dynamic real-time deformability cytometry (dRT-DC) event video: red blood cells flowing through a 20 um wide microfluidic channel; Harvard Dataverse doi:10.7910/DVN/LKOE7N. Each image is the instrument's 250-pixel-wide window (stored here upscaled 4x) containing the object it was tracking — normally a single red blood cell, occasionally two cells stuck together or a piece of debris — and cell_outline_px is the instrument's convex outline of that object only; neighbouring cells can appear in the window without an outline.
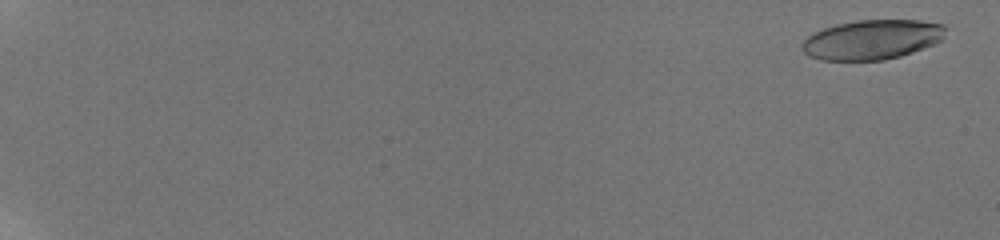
{"species": "human", "species_latin": "Homo sapiens", "temperature_condition": "room temperature", "stored_images_in_passage": 9, "camera_frame_rate_fps": 3000, "um_per_image_px": 0.085, "donor": {"sex": "male"}, "frame": {"image": 1, "passage_image": 1, "time_ms": 0.0, "image_size_px": [1000, 240], "cell_outline_px": [[948, 28], [944, 40], [936, 44], [900, 56], [884, 60], [820, 60], [808, 56], [800, 48], [800, 44], [812, 32], [836, 24], [856, 20], [920, 20], [944, 24]], "centroid_in_image_um": [74.15, 3.36], "position_along_channel_um": 10.8, "area_um2": 33.76}}
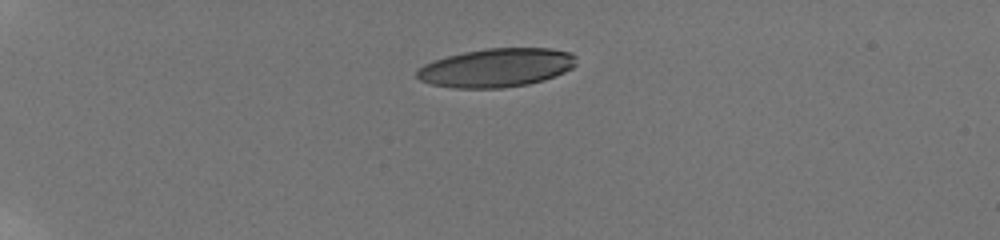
{"frame": {"image": 2, "passage_image": 6, "time_ms": 5.333, "image_size_px": [1000, 240], "cell_outline_px": [[576, 64], [572, 68], [564, 72], [544, 80], [528, 84], [500, 88], [452, 88], [432, 84], [420, 80], [416, 76], [416, 72], [424, 64], [432, 60], [464, 52], [484, 48], [552, 48], [572, 52], [576, 56]], "centroid_in_image_um": [42.21, 5.75], "position_along_channel_um": 42.8, "area_um2": 36.07}}